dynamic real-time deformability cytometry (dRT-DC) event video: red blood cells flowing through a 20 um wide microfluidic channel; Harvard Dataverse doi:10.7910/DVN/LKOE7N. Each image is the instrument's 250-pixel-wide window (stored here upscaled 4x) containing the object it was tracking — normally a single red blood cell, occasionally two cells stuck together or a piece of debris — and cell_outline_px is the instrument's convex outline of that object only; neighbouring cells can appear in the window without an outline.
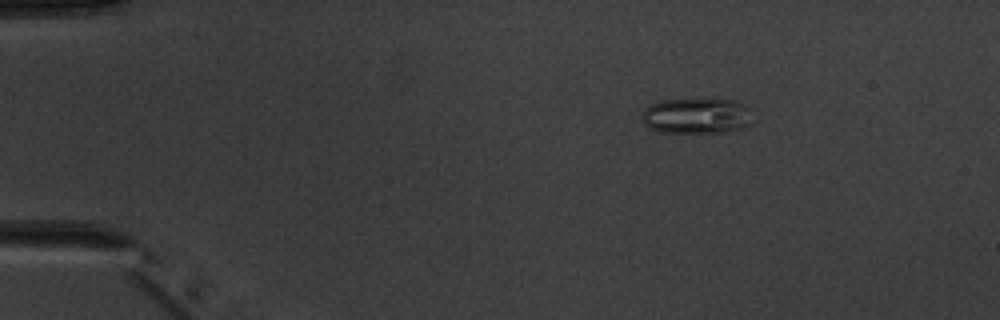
{"species": "common noctule bat (a hibernating species)", "species_latin": "Nyctalus noctula", "temperature_condition": "warm", "stored_images_in_passage": 5, "camera_frame_rate_fps": 3000, "um_per_image_px": 0.085, "animal": {"sex": "male", "body_mass_g": 20.1, "forearm_length_mm": 53.5}, "frame": {"image": 1, "passage_image": 3, "time_ms": 2.667, "image_size_px": [1000, 320], "cell_outline_px": [[752, 108], [748, 124], [740, 128], [724, 132], [664, 132], [652, 128], [644, 124], [644, 108], [660, 100], [736, 100]], "centroid_in_image_um": [59.24, 9.84], "position_along_channel_um": 25.8, "area_um2": 22.48}}